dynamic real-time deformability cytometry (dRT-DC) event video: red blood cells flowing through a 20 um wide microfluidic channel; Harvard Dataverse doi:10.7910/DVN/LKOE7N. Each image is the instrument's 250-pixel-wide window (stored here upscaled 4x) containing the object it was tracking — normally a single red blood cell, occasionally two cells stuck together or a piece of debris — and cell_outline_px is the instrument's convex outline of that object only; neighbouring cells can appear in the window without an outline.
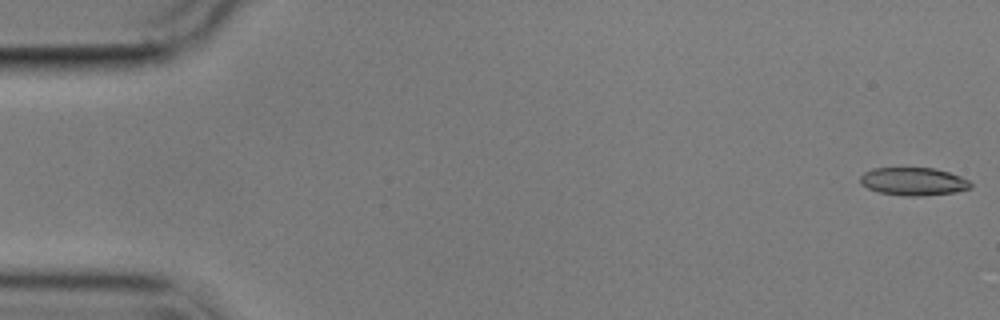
{"species": "common noctule bat (a hibernating species)", "species_latin": "Nyctalus noctula", "temperature_condition": "cold", "stored_images_in_passage": 56, "camera_frame_rate_fps": 3000, "um_per_image_px": 0.085, "animal": {"sex": "male", "body_mass_g": 17.9}, "frame": {"image": 1, "passage_image": 1, "time_ms": 0.0, "image_size_px": [1000, 320], "cell_outline_px": [[972, 188], [956, 192], [924, 196], [904, 196], [876, 192], [860, 184], [860, 176], [864, 172], [872, 168], [932, 168], [948, 172], [960, 176], [968, 180], [972, 184]], "centroid_in_image_um": [77.62, 15.43], "position_along_channel_um": 7.4, "area_um2": 18.15}}
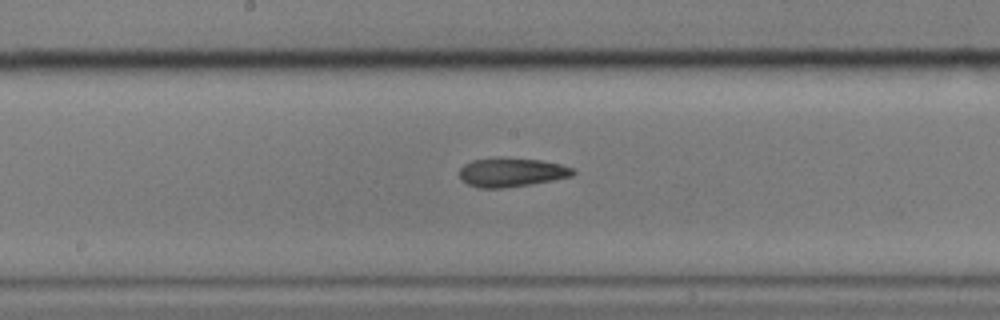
{"frame": {"image": 2, "passage_image": 29, "time_ms": 9.333, "image_size_px": [1000, 320], "cell_outline_px": [[576, 172], [572, 176], [532, 184], [504, 188], [476, 188], [460, 180], [460, 168], [464, 164], [472, 160], [540, 160], [560, 164], [576, 168]], "centroid_in_image_um": [43.5, 14.69], "position_along_channel_um": 204.7, "area_um2": 18.61}}
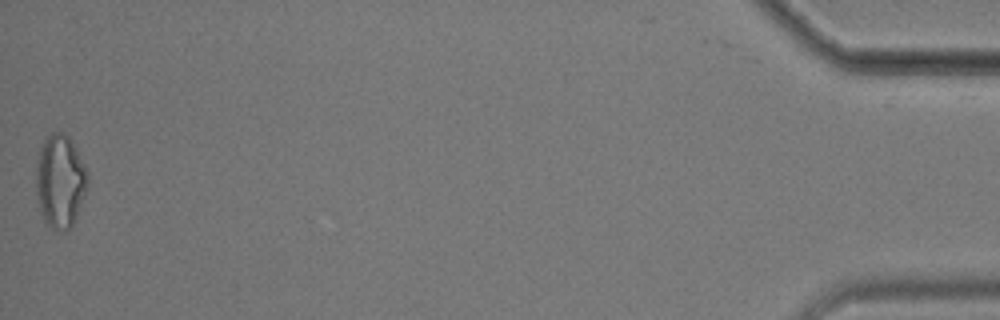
{"frame": {"image": 3, "passage_image": 56, "time_ms": 18.333, "image_size_px": [1000, 320], "cell_outline_px": [[88, 188], [76, 216], [72, 224], [64, 232], [56, 232], [44, 220], [40, 212], [36, 192], [36, 172], [40, 148], [44, 136], [52, 132], [64, 132], [68, 136], [76, 148], [88, 172]], "centroid_in_image_um": [5.11, 15.39], "position_along_channel_um": 430.1, "area_um2": 28.26}, "authors_computed_cell_mechanics": {"area_um2": 19.2185, "velocity_mm_per_s": 3.547, "shape_relaxation_time_tau1_ms": null, "shape_relaxation_time_tau2_ms": 4.6782, "deformation_change_tau1": null, "deformation_change_tau2": 0.1378}}